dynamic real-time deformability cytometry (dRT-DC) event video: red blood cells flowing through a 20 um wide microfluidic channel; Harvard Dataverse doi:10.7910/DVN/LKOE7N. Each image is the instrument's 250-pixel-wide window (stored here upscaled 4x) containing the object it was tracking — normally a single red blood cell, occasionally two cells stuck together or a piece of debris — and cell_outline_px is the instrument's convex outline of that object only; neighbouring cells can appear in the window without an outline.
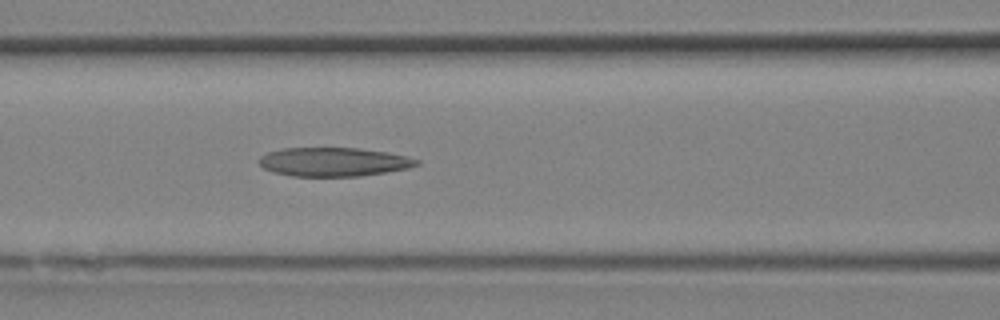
{"species": "Egyptian fruit bat (a non-hibernating species)", "species_latin": "Rousettus aegyptiacus", "temperature_condition": "room temperature", "stored_images_in_passage": 10, "camera_frame_rate_fps": 3000, "um_per_image_px": 0.085, "animal": {"sex": "female"}, "frame": {"image": 1, "passage_image": 10, "time_ms": 3.0, "image_size_px": [1000, 320], "cell_outline_px": [[420, 164], [408, 168], [360, 176], [292, 176], [272, 172], [264, 168], [256, 160], [260, 156], [268, 152], [280, 148], [360, 148], [388, 152], [408, 156], [420, 160]], "centroid_in_image_um": [28.35, 13.75], "position_along_channel_um": 138.3, "area_um2": 26.65}}